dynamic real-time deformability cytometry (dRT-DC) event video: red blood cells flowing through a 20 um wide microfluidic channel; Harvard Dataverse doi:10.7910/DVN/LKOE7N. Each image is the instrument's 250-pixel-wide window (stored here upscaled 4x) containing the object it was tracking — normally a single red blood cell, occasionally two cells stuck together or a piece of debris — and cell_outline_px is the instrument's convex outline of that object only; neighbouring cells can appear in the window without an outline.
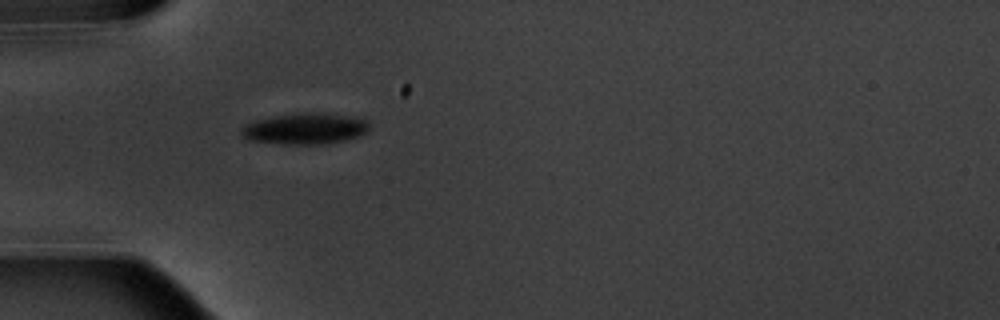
{"species": "common noctule bat (a hibernating species)", "species_latin": "Nyctalus noctula", "temperature_condition": "warm", "stored_images_in_passage": 1, "camera_frame_rate_fps": 3000, "um_per_image_px": 0.085, "animal": {"sex": "male", "body_mass_g": 20.1, "forearm_length_mm": 53.5}, "frame": {"image": 1, "passage_image": 1, "time_ms": 0.0, "image_size_px": [1000, 320], "cell_outline_px": [[368, 132], [360, 136], [348, 140], [324, 144], [284, 144], [248, 140], [240, 132], [248, 124], [256, 120], [276, 116], [304, 112], [312, 112], [340, 116], [364, 120], [368, 124]], "centroid_in_image_um": [25.93, 10.96], "position_along_channel_um": 59.1, "area_um2": 22.66}}